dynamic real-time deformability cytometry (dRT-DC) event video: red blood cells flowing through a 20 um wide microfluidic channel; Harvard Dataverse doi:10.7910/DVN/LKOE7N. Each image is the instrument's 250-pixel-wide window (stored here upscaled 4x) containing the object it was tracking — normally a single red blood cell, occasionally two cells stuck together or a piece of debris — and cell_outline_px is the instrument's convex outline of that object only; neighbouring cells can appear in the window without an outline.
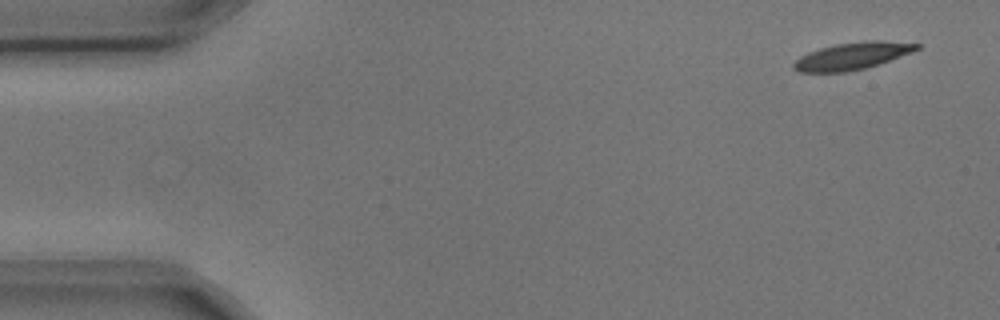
{"species": "common noctule bat (a hibernating species)", "species_latin": "Nyctalus noctula", "temperature_condition": "cold", "stored_images_in_passage": 2, "camera_frame_rate_fps": 3000, "um_per_image_px": 0.085, "animal": {"sex": "male", "body_mass_g": 17.9, "forearm_length_mm": 54.2}, "frame": {"image": 1, "passage_image": 1, "time_ms": 0.0, "image_size_px": [1000, 320], "cell_outline_px": [[920, 48], [912, 52], [864, 68], [844, 72], [800, 72], [792, 68], [792, 64], [800, 56], [808, 52], [820, 48], [836, 44], [864, 40], [880, 40], [920, 44]], "centroid_in_image_um": [72.4, 4.75], "position_along_channel_um": 12.6, "area_um2": 19.25}}